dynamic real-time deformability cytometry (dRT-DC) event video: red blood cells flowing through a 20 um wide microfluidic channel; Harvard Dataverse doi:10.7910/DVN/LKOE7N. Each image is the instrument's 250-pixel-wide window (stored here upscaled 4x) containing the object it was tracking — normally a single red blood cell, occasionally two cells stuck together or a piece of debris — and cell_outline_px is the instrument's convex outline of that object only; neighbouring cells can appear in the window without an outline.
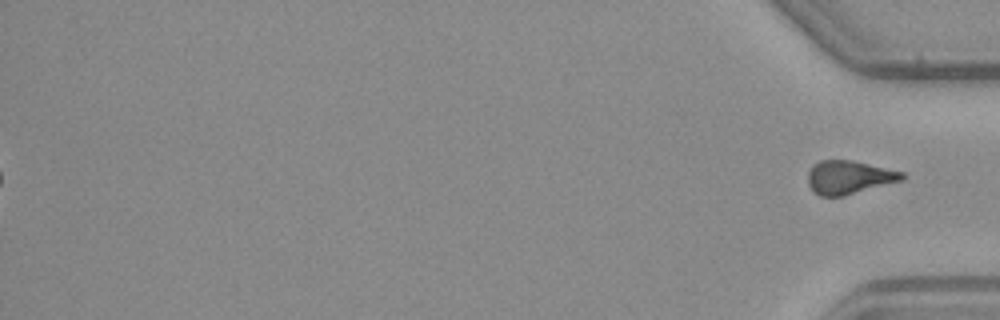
{"species": "common noctule bat (a hibernating species)", "species_latin": "Nyctalus noctula", "temperature_condition": "warm", "stored_images_in_passage": 49, "segment_of_instrument_passage": [2, 2], "camera_frame_rate_fps": 3000, "um_per_image_px": 0.085, "animal": {"sex": "male", "body_mass_g": 23.1, "forearm_length_mm": 52.7}, "frame": {"image": 1, "passage_image": 49, "time_ms": 16.0, "image_size_px": [1000, 320], "cell_outline_px": [[904, 180], [844, 196], [820, 196], [812, 192], [808, 184], [808, 172], [812, 164], [820, 160], [852, 160], [904, 172]], "centroid_in_image_um": [72.14, 15.07], "position_along_channel_um": 363.1, "area_um2": 18.55}}